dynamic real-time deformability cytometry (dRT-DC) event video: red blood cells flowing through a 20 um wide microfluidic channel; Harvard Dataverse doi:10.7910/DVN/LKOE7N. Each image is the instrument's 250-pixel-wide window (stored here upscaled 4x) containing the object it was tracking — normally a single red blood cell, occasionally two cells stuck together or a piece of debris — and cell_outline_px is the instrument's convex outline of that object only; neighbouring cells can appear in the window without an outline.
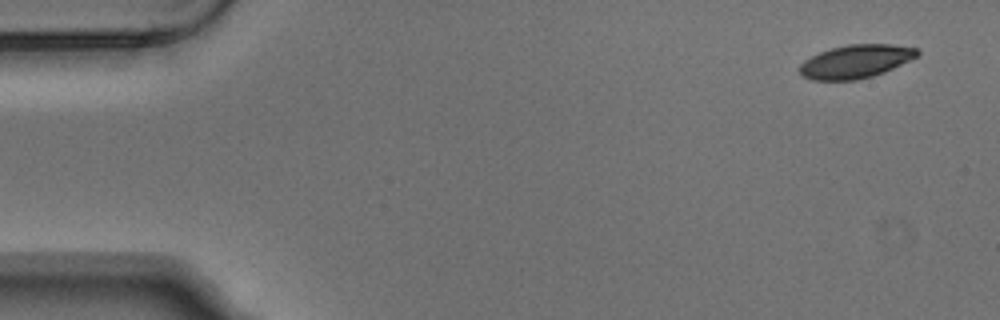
{"species": "Egyptian fruit bat (a non-hibernating species)", "species_latin": "Rousettus aegyptiacus", "temperature_condition": "warm", "stored_images_in_passage": 6, "camera_frame_rate_fps": 3000, "um_per_image_px": 0.085, "animal": {"sex": "male"}, "frame": {"image": 1, "passage_image": 1, "time_ms": 0.0, "image_size_px": [1000, 320], "cell_outline_px": [[920, 52], [916, 56], [884, 72], [872, 76], [856, 80], [812, 80], [804, 76], [800, 72], [800, 64], [804, 60], [820, 52], [832, 48], [848, 44], [892, 44], [916, 48]], "centroid_in_image_um": [72.72, 5.22], "position_along_channel_um": 12.3, "area_um2": 22.54}}
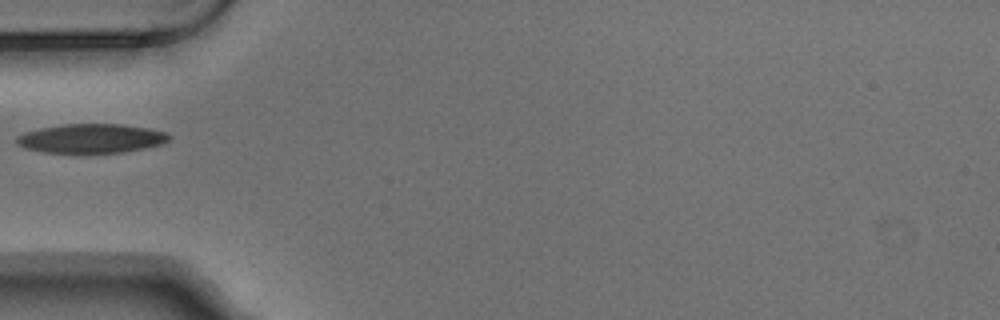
{"frame": {"image": 2, "passage_image": 5, "time_ms": 1.333, "image_size_px": [1000, 320], "cell_outline_px": [[172, 136], [168, 140], [160, 144], [144, 148], [124, 152], [44, 152], [24, 148], [16, 144], [16, 136], [24, 132], [64, 124], [120, 124], [148, 128], [168, 132]], "centroid_in_image_um": [7.76, 11.76], "position_along_channel_um": 77.2, "area_um2": 25.66}}
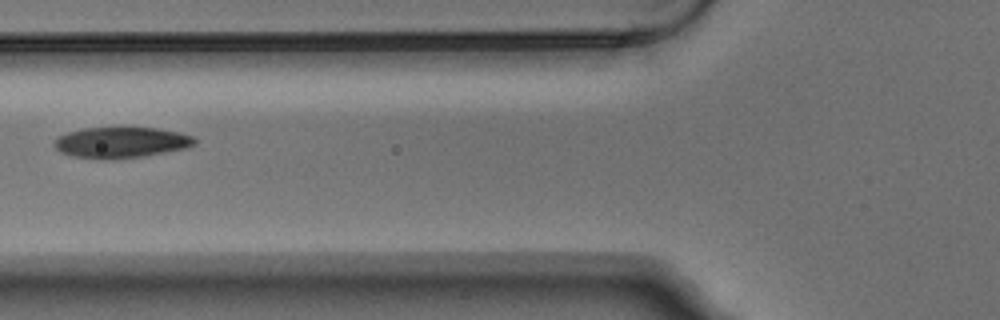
{"frame": {"image": 3, "passage_image": 6, "time_ms": 1.667, "image_size_px": [1000, 320], "cell_outline_px": [[196, 144], [188, 148], [144, 156], [72, 156], [60, 152], [52, 144], [52, 140], [56, 136], [68, 132], [84, 128], [120, 124], [124, 124], [156, 128], [180, 132], [196, 136]], "centroid_in_image_um": [10.34, 12.0], "position_along_channel_um": 115.5, "area_um2": 25.66}}